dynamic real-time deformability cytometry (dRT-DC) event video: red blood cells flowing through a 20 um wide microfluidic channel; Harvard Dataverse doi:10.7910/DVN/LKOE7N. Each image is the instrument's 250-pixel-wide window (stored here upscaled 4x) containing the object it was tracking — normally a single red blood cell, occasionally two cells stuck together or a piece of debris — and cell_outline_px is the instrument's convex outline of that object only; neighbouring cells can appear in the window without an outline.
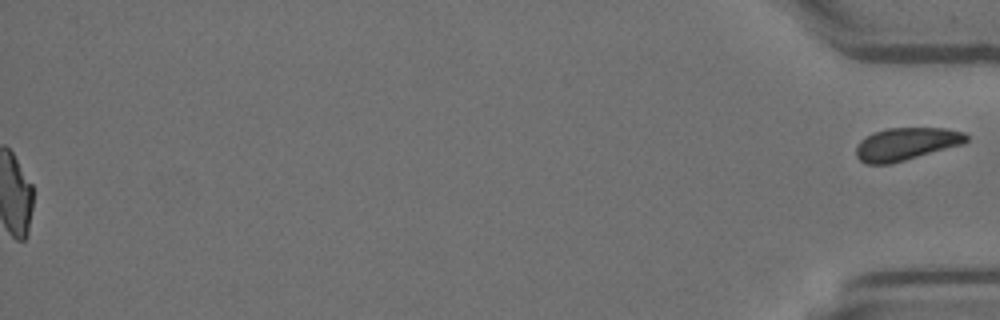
{"species": "Egyptian fruit bat (a non-hibernating species)", "species_latin": "Rousettus aegyptiacus", "temperature_condition": "room temperature", "stored_images_in_passage": 43, "segment_of_instrument_passage": [2, 2], "camera_frame_rate_fps": 3000, "um_per_image_px": 0.085, "animal": {"sex": "female"}, "frame": {"image": 1, "passage_image": 43, "time_ms": 14.0, "image_size_px": [1000, 320], "cell_outline_px": [[968, 140], [964, 144], [904, 160], [888, 164], [864, 164], [856, 156], [856, 148], [860, 140], [864, 136], [872, 132], [888, 128], [948, 128], [964, 132], [968, 136]], "centroid_in_image_um": [77.02, 12.23], "position_along_channel_um": 358.2, "area_um2": 21.1}}